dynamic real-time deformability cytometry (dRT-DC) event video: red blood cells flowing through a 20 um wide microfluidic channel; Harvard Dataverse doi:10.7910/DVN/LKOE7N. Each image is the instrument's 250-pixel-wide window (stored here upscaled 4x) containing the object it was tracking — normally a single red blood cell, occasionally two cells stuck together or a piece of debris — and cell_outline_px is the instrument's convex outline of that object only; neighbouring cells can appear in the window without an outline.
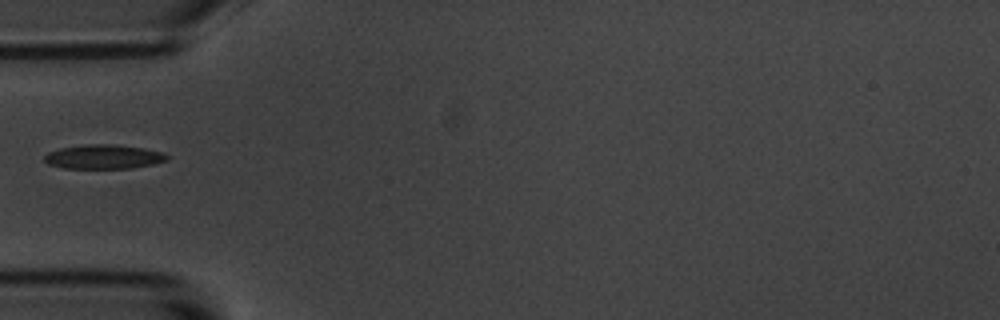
{"species": "common noctule bat (a hibernating species)", "species_latin": "Nyctalus noctula", "temperature_condition": "room temperature", "stored_images_in_passage": 1, "camera_frame_rate_fps": 3000, "um_per_image_px": 0.085, "animal": {"sex": "male", "body_mass_g": 20.1, "forearm_length_mm": 53.5}, "frame": {"image": 1, "passage_image": 1, "time_ms": 0.0, "image_size_px": [1000, 320], "cell_outline_px": [[168, 160], [152, 164], [132, 168], [64, 168], [48, 164], [44, 160], [44, 156], [48, 152], [60, 148], [84, 144], [108, 144], [144, 148], [160, 152], [168, 156]], "centroid_in_image_um": [8.77, 13.32], "position_along_channel_um": 76.2, "area_um2": 17.17}}